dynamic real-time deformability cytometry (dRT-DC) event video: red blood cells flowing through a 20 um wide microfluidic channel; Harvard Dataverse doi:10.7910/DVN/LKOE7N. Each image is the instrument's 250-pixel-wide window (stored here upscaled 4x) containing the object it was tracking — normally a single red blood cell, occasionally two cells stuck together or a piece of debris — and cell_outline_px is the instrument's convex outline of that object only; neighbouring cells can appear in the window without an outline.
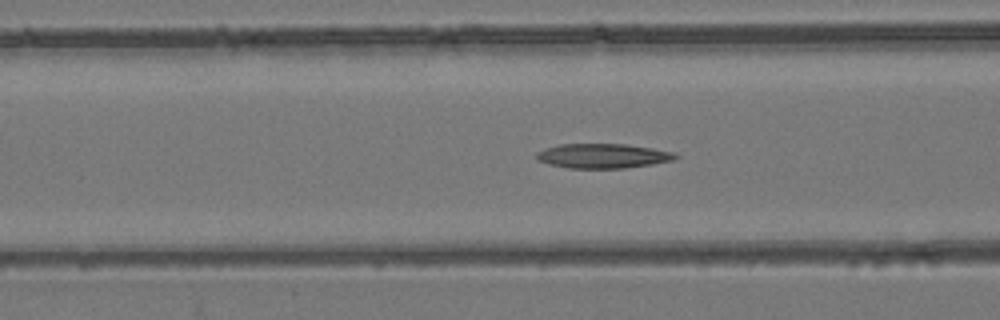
{"species": "common noctule bat (a hibernating species)", "species_latin": "Nyctalus noctula", "temperature_condition": "room temperature", "stored_images_in_passage": 54, "camera_frame_rate_fps": 3000, "um_per_image_px": 0.085, "animal": {"sex": "female", "body_mass_g": 24.6, "forearm_length_mm": 56.2}, "frame": {"image": 1, "passage_image": 22, "time_ms": 7.0, "image_size_px": [1000, 320], "cell_outline_px": [[680, 156], [676, 160], [652, 164], [624, 168], [568, 168], [548, 164], [536, 160], [536, 152], [544, 148], [560, 144], [628, 144], [676, 152]], "centroid_in_image_um": [51.26, 13.25], "position_along_channel_um": 115.3, "area_um2": 20.17}}
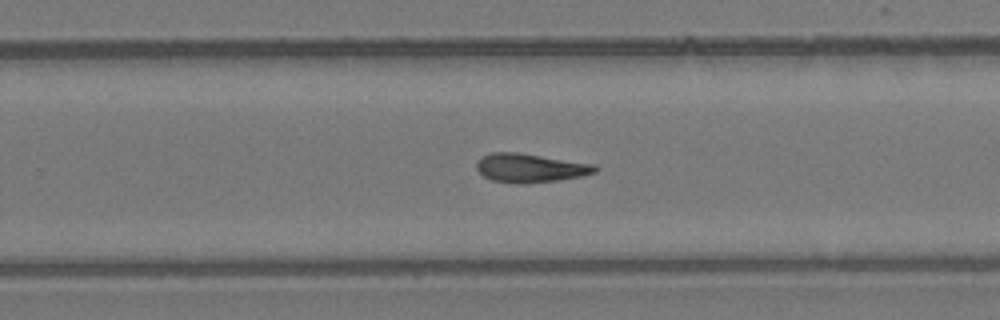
{"frame": {"image": 2, "passage_image": 35, "time_ms": 11.333, "image_size_px": [1000, 320], "cell_outline_px": [[600, 168], [596, 172], [584, 176], [528, 184], [512, 184], [492, 180], [484, 176], [476, 168], [476, 160], [480, 156], [492, 152], [516, 152], [596, 164]], "centroid_in_image_um": [45.07, 14.28], "position_along_channel_um": 284.7, "area_um2": 20.23}}
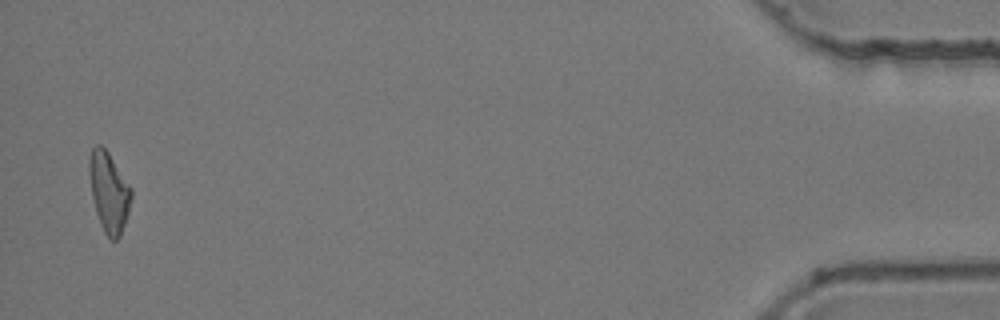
{"frame": {"image": 3, "passage_image": 53, "time_ms": 17.333, "image_size_px": [1000, 320], "cell_outline_px": [[132, 196], [128, 212], [120, 236], [116, 240], [112, 240], [104, 232], [96, 212], [92, 196], [88, 172], [88, 160], [92, 148], [96, 144], [100, 144], [108, 152], [132, 188]], "centroid_in_image_um": [9.25, 16.29], "position_along_channel_um": 426.0, "area_um2": 19.48}}